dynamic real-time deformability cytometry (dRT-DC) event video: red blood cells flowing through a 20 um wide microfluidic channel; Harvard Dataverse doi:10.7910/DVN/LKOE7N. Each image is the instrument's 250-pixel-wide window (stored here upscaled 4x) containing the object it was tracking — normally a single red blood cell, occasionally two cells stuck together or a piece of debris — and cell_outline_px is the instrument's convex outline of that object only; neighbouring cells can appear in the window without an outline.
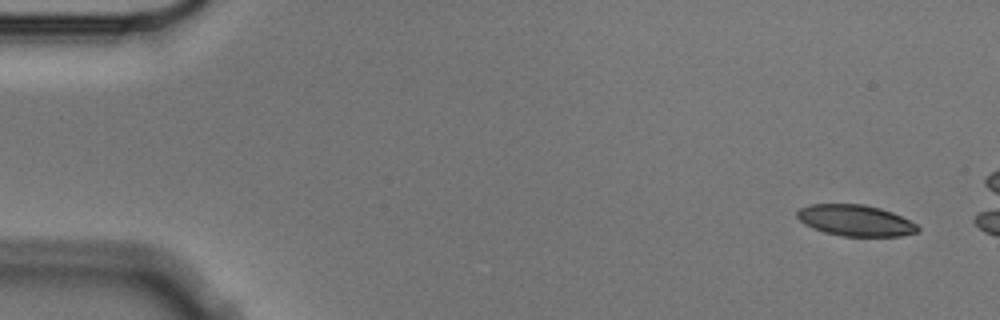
{"species": "Egyptian fruit bat (a non-hibernating species)", "species_latin": "Rousettus aegyptiacus", "temperature_condition": "cold", "stored_images_in_passage": 5, "camera_frame_rate_fps": 3000, "um_per_image_px": 0.085, "animal": {"sex": "male"}, "frame": {"image": 1, "passage_image": 1, "time_ms": 0.0, "image_size_px": [1000, 320], "cell_outline_px": [[920, 232], [900, 236], [840, 236], [824, 232], [812, 228], [804, 224], [796, 216], [796, 212], [800, 208], [808, 204], [864, 204], [880, 208], [892, 212], [916, 224], [920, 228]], "centroid_in_image_um": [72.69, 18.74], "position_along_channel_um": 12.3, "area_um2": 22.02}}